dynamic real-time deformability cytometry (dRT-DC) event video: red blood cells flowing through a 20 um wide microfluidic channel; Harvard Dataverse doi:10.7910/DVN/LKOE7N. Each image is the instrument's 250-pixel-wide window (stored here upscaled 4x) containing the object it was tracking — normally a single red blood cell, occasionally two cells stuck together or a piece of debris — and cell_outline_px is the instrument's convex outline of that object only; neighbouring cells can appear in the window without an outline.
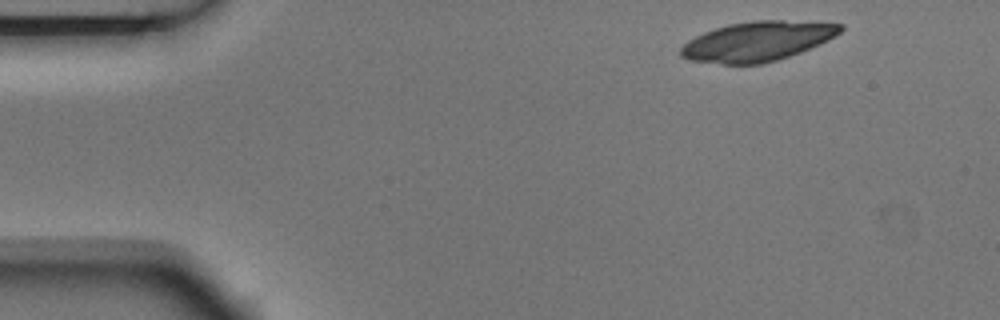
{"species": "Egyptian fruit bat (a non-hibernating species)", "species_latin": "Rousettus aegyptiacus", "temperature_condition": "room temperature", "stored_images_in_passage": 4, "camera_frame_rate_fps": 3000, "um_per_image_px": 0.085, "animal": {"sex": "male"}, "frame": {"image": 1, "passage_image": 1, "time_ms": 0.0, "image_size_px": [1000, 320], "cell_outline_px": [[844, 28], [840, 32], [800, 52], [776, 60], [760, 64], [724, 64], [688, 60], [680, 56], [680, 48], [688, 40], [704, 32], [728, 24], [752, 20], [784, 20], [844, 24]], "centroid_in_image_um": [64.32, 3.51], "position_along_channel_um": 20.7, "area_um2": 36.47}}